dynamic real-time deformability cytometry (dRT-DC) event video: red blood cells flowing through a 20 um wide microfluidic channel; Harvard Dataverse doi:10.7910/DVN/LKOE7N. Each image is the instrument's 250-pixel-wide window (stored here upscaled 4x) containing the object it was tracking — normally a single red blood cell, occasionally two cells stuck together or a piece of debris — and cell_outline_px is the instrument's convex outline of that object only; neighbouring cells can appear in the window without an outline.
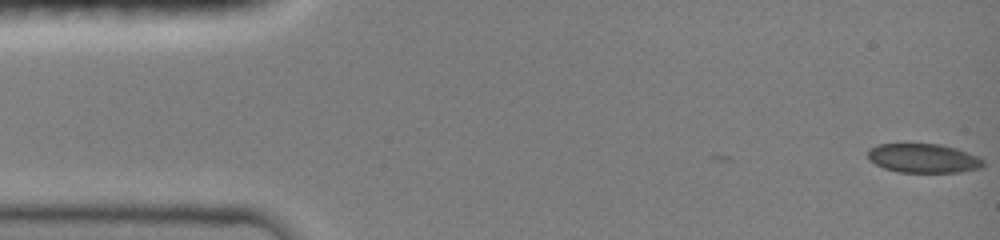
{"species": "common noctule bat (a hibernating species)", "species_latin": "Nyctalus noctula", "temperature_condition": "room temperature", "stored_images_in_passage": 6, "camera_frame_rate_fps": 3000, "um_per_image_px": 0.085, "animal": {"sex": "female", "body_mass_g": 19.0, "forearm_length_mm": 51.5}, "frame": {"image": 1, "passage_image": 1, "time_ms": 0.0, "image_size_px": [1000, 240], "cell_outline_px": [[984, 164], [980, 168], [960, 172], [896, 172], [884, 168], [868, 160], [868, 148], [876, 144], [940, 144], [956, 148], [968, 152], [984, 160]], "centroid_in_image_um": [78.46, 13.45], "position_along_channel_um": 6.5, "area_um2": 19.65}}